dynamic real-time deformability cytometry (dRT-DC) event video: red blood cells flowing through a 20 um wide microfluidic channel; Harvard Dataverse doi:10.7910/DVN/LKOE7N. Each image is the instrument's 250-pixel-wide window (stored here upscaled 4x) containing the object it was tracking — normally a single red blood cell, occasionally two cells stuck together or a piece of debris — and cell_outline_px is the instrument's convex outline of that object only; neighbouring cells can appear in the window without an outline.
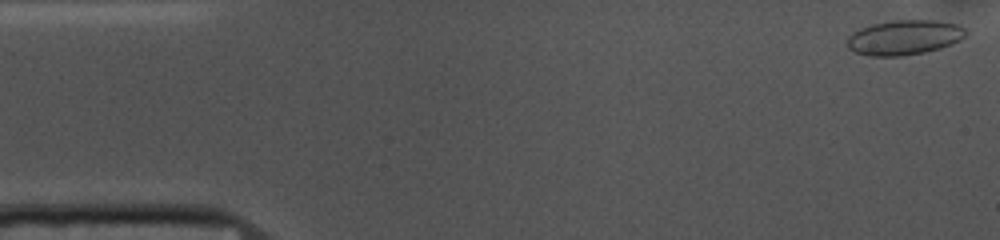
{"species": "common noctule bat (a hibernating species)", "species_latin": "Nyctalus noctula", "temperature_condition": "cold", "stored_images_in_passage": 52, "camera_frame_rate_fps": 3000, "um_per_image_px": 0.085, "animal": {"sex": "female", "body_mass_g": 10.0, "forearm_length_mm": 53.1}, "frame": {"image": 1, "passage_image": 1, "time_ms": 0.0, "image_size_px": [1000, 240], "cell_outline_px": [[968, 32], [960, 40], [952, 44], [940, 48], [924, 52], [900, 56], [872, 56], [856, 52], [848, 48], [848, 36], [852, 32], [860, 28], [872, 24], [896, 20], [936, 20], [960, 24]], "centroid_in_image_um": [76.89, 3.17], "position_along_channel_um": 8.1, "area_um2": 24.1}}
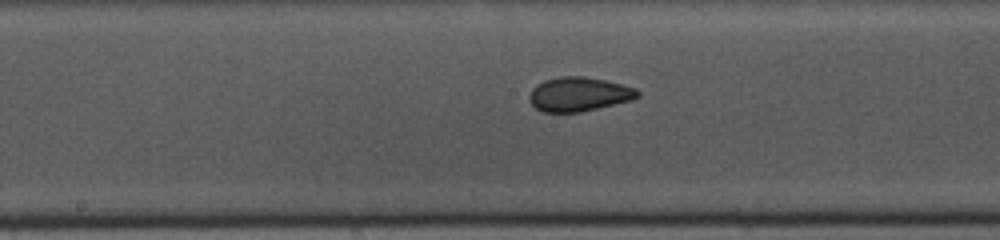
{"frame": {"image": 2, "passage_image": 25, "time_ms": 8.0, "image_size_px": [1000, 240], "cell_outline_px": [[640, 96], [632, 100], [580, 112], [544, 112], [536, 108], [528, 100], [528, 96], [532, 88], [536, 84], [544, 80], [560, 76], [584, 76], [604, 80], [636, 88], [640, 92]], "centroid_in_image_um": [49.18, 8.0], "position_along_channel_um": 199.0, "area_um2": 21.62}}
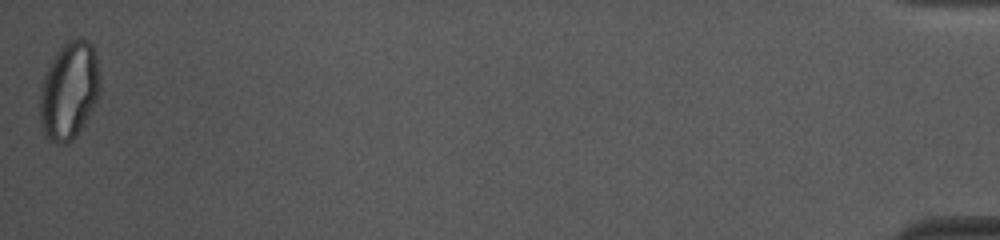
{"frame": {"image": 3, "passage_image": 52, "time_ms": 17.0, "image_size_px": [1000, 240], "cell_outline_px": [[100, 88], [96, 100], [92, 108], [76, 136], [68, 144], [56, 144], [48, 140], [44, 136], [40, 124], [40, 88], [44, 76], [56, 52], [68, 40], [76, 36], [80, 36], [88, 40], [92, 44], [96, 56], [100, 80]], "centroid_in_image_um": [5.86, 7.7], "position_along_channel_um": 429.3, "area_um2": 34.39}, "authors_computed_cell_mechanics": {"area_um2": 22.3397, "velocity_mm_per_s": 3.7011, "shape_relaxation_time_tau1_ms": 8.2411, "shape_relaxation_time_tau2_ms": 1.206, "deformation_change_tau1": 0.1308, "deformation_change_tau2": 0.0477}}